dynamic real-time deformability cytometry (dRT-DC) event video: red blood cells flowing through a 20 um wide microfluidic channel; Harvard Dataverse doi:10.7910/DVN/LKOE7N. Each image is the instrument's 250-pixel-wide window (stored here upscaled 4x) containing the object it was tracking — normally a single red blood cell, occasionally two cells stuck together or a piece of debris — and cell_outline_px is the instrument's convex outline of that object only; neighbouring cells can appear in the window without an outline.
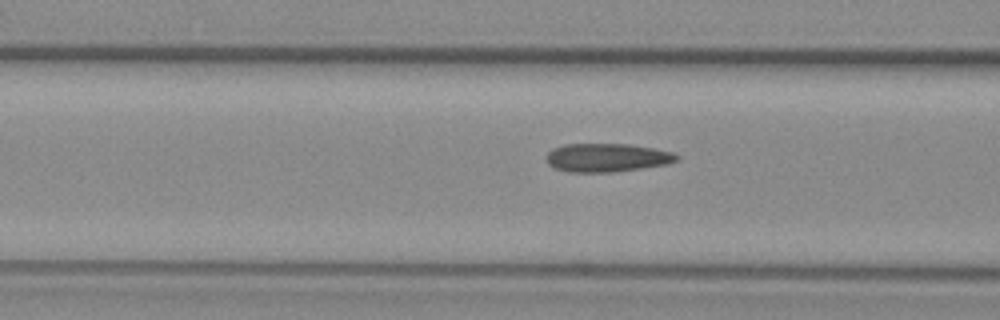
{"species": "common noctule bat (a hibernating species)", "species_latin": "Nyctalus noctula", "temperature_condition": "warm", "stored_images_in_passage": 40, "camera_frame_rate_fps": 3000, "um_per_image_px": 0.085, "animal": {"sex": "female", "body_mass_g": 29.2, "forearm_length_mm": 56.3}, "frame": {"image": 1, "passage_image": 10, "time_ms": 3.0, "image_size_px": [1000, 320], "cell_outline_px": [[680, 156], [676, 160], [668, 164], [644, 168], [616, 172], [568, 172], [552, 168], [548, 164], [548, 152], [552, 148], [564, 144], [628, 144], [652, 148], [672, 152]], "centroid_in_image_um": [51.58, 13.41], "position_along_channel_um": 115.0, "area_um2": 21.73}}
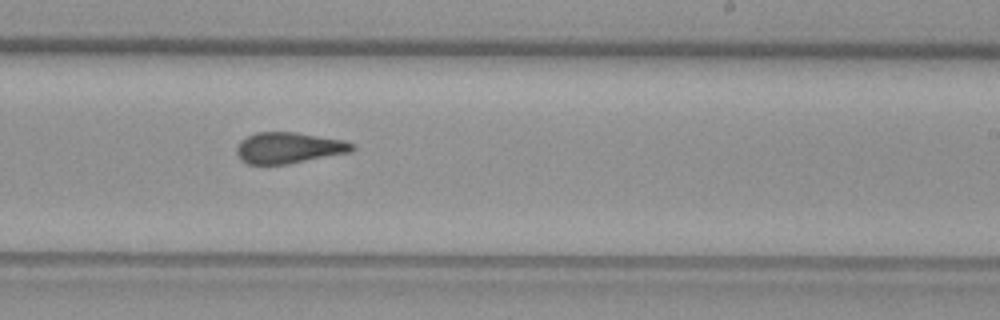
{"frame": {"image": 2, "passage_image": 22, "time_ms": 7.0, "image_size_px": [1000, 320], "cell_outline_px": [[356, 148], [352, 152], [288, 164], [248, 164], [240, 160], [236, 152], [236, 148], [240, 140], [256, 132], [296, 132], [344, 140], [356, 144]], "centroid_in_image_um": [24.57, 12.56], "position_along_channel_um": 264.4, "area_um2": 21.15}}
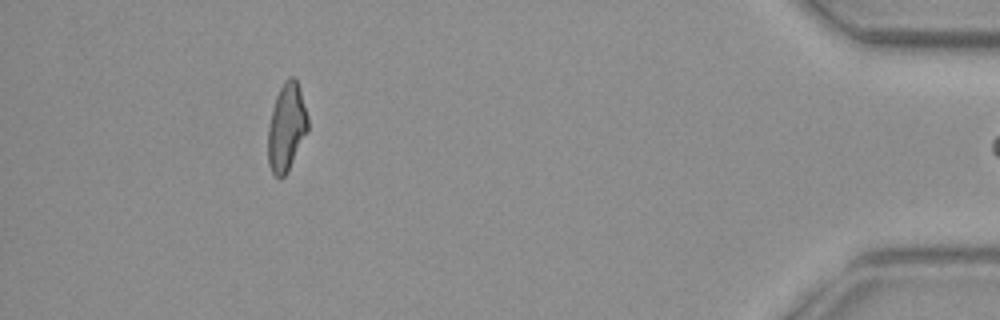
{"frame": {"image": 3, "passage_image": 39, "time_ms": 12.667, "image_size_px": [1000, 320], "cell_outline_px": [[308, 128], [284, 176], [280, 180], [272, 172], [268, 164], [268, 128], [272, 108], [276, 96], [284, 80], [288, 76], [292, 76], [296, 80], [300, 88], [308, 116]], "centroid_in_image_um": [24.33, 10.77], "position_along_channel_um": 410.9, "area_um2": 20.06}}